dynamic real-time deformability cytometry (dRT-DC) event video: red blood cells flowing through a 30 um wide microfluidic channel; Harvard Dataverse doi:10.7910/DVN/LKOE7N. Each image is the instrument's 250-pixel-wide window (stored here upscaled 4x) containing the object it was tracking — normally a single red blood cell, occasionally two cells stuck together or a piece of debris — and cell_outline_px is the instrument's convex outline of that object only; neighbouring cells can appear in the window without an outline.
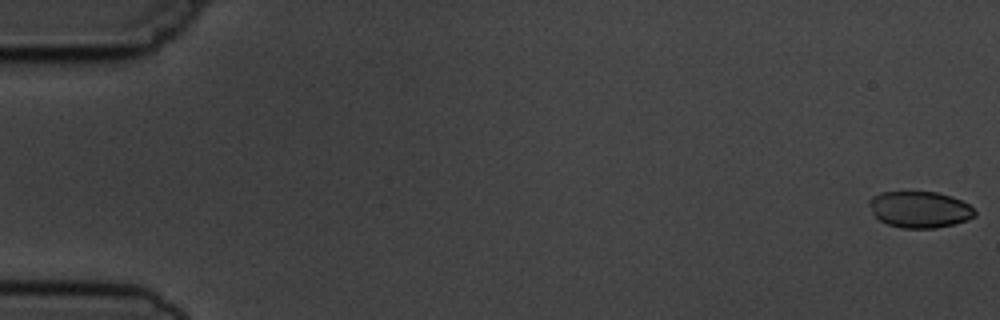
{"species": "common noctule bat (a hibernating species)", "species_latin": "Nyctalus noctula", "temperature_condition": "cold", "stored_images_in_passage": 15, "camera_frame_rate_fps": 3000, "um_per_image_px": 0.085, "animal": {"sex": "male", "body_mass_g": 19.5, "forearm_length_mm": 54.6}, "frame": {"image": 1, "passage_image": 1, "time_ms": 0.0, "image_size_px": [1000, 320], "cell_outline_px": [[976, 216], [968, 220], [936, 228], [900, 228], [888, 224], [880, 220], [872, 212], [868, 204], [868, 200], [872, 196], [880, 192], [936, 192], [952, 196], [968, 204], [976, 212]], "centroid_in_image_um": [78.16, 17.8], "position_along_channel_um": 6.8, "area_um2": 22.43}}
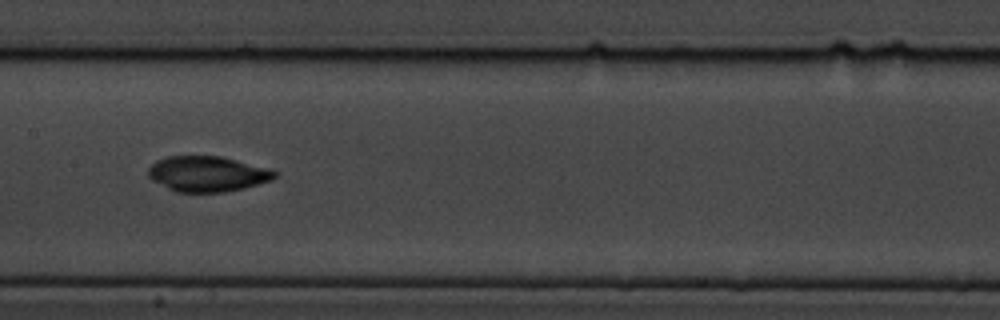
{"frame": {"image": 2, "passage_image": 8, "time_ms": 9.0, "image_size_px": [1000, 320], "cell_outline_px": [[280, 176], [272, 180], [244, 188], [224, 192], [176, 192], [152, 180], [148, 176], [148, 168], [156, 160], [168, 156], [220, 156], [272, 168], [280, 172]], "centroid_in_image_um": [17.7, 14.77], "position_along_channel_um": 189.7, "area_um2": 26.47}}
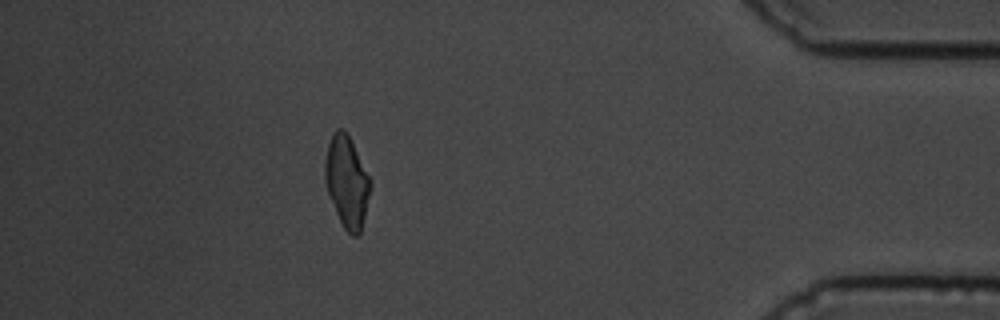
{"frame": {"image": 3, "passage_image": 14, "time_ms": 16.0, "image_size_px": [1000, 320], "cell_outline_px": [[372, 184], [360, 232], [356, 236], [352, 236], [344, 228], [336, 212], [328, 192], [324, 180], [324, 164], [328, 144], [332, 132], [336, 128], [344, 128], [348, 132], [372, 180]], "centroid_in_image_um": [29.48, 15.36], "position_along_channel_um": 405.7, "area_um2": 24.39}, "authors_computed_cell_mechanics": {"area_um2": 25.143, "velocity_mm_per_s": 3.727, "shape_relaxation_time_tau1_ms": 3.3963, "shape_relaxation_time_tau2_ms": 3.6496, "deformation_change_tau1": 0.0639, "deformation_change_tau2": 0.0587}}